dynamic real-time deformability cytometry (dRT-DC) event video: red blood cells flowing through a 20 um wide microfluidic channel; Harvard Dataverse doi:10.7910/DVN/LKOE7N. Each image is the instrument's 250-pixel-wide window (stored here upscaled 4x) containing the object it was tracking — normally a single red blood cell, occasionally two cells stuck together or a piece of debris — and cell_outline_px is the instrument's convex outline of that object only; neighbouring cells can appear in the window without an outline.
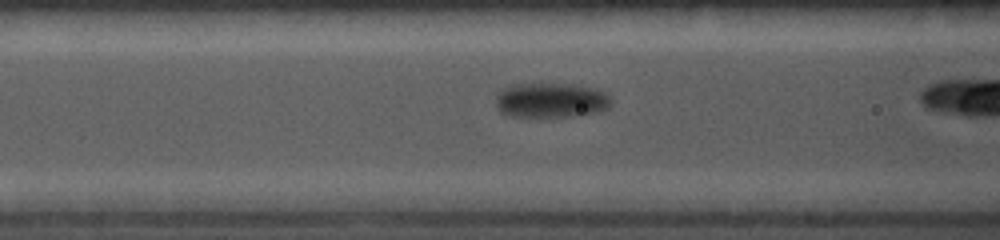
{"species": "common noctule bat (a hibernating species)", "species_latin": "Nyctalus noctula", "temperature_condition": "cold", "stored_images_in_passage": 33, "camera_frame_rate_fps": 5000, "um_per_image_px": 0.085, "animal": {"sex": "female", "body_mass_g": 19.0, "forearm_length_mm": 56.7}, "frame": {"image": 1, "passage_image": 7, "time_ms": 2.2, "image_size_px": [1000, 240], "cell_outline_px": [[612, 104], [608, 108], [596, 112], [568, 116], [508, 116], [500, 112], [496, 104], [496, 92], [512, 84], [576, 84], [592, 88], [604, 92], [612, 100]], "centroid_in_image_um": [46.8, 8.51], "position_along_channel_um": 119.8, "area_um2": 23.35}}
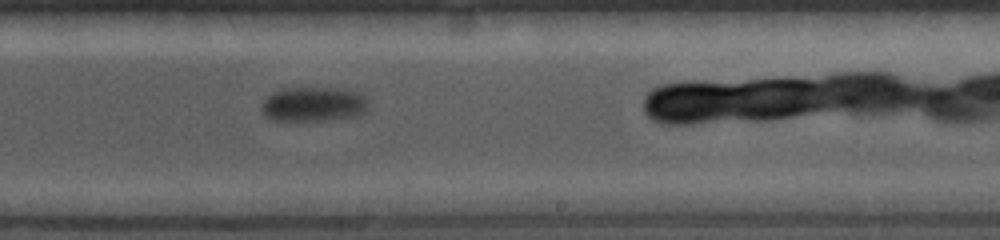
{"frame": {"image": 2, "passage_image": 15, "time_ms": 5.4, "image_size_px": [1000, 240], "cell_outline_px": [[368, 108], [360, 116], [332, 120], [268, 120], [264, 116], [260, 108], [260, 104], [272, 92], [292, 88], [328, 88], [356, 92], [364, 96], [368, 104]], "centroid_in_image_um": [26.62, 8.89], "position_along_channel_um": 262.4, "area_um2": 21.56}}
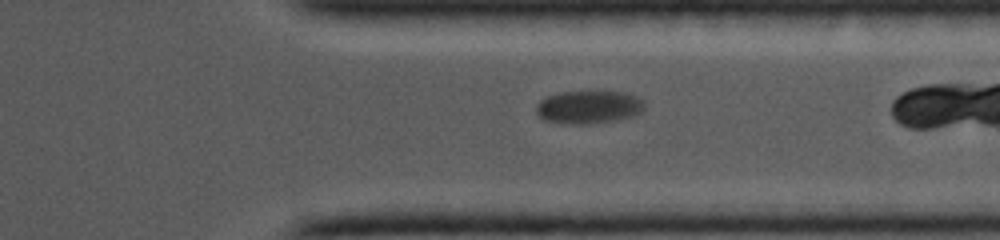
{"frame": {"image": 3, "passage_image": 24, "time_ms": 7.6, "image_size_px": [1000, 240], "cell_outline_px": [[644, 108], [636, 116], [616, 120], [588, 124], [564, 124], [544, 120], [536, 112], [536, 104], [540, 100], [548, 96], [560, 92], [624, 92], [636, 96], [644, 104]], "centroid_in_image_um": [50.02, 9.12], "position_along_channel_um": 361.4, "area_um2": 20.81}}